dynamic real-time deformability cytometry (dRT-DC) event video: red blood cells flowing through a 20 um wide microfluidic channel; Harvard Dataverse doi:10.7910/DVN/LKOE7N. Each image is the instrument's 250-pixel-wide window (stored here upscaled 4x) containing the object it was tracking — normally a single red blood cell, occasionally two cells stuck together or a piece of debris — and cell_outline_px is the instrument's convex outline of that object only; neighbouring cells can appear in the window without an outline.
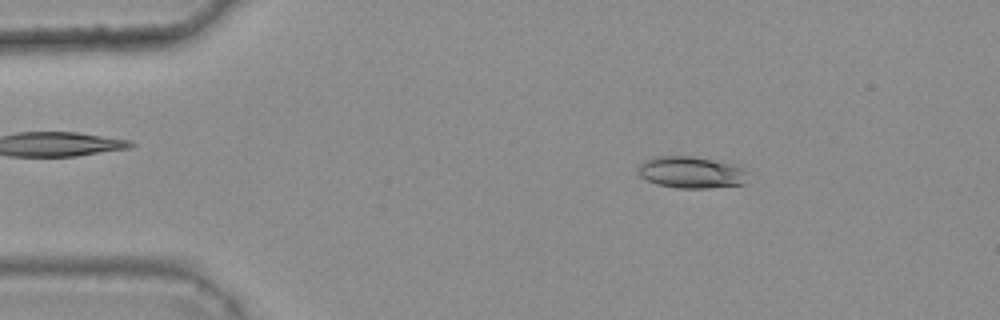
{"species": "common noctule bat (a hibernating species)", "species_latin": "Nyctalus noctula", "temperature_condition": "warm", "stored_images_in_passage": 47, "camera_frame_rate_fps": 3000, "um_per_image_px": 0.085, "animal": {"sex": "female", "body_mass_g": 25.1}, "frame": {"image": 1, "passage_image": 8, "time_ms": 2.333, "image_size_px": [1000, 320], "cell_outline_px": [[744, 184], [708, 188], [676, 188], [656, 184], [640, 176], [636, 172], [636, 168], [644, 160], [652, 156], [692, 156], [744, 164]], "centroid_in_image_um": [58.73, 14.62], "position_along_channel_um": 26.3, "area_um2": 20.75}}
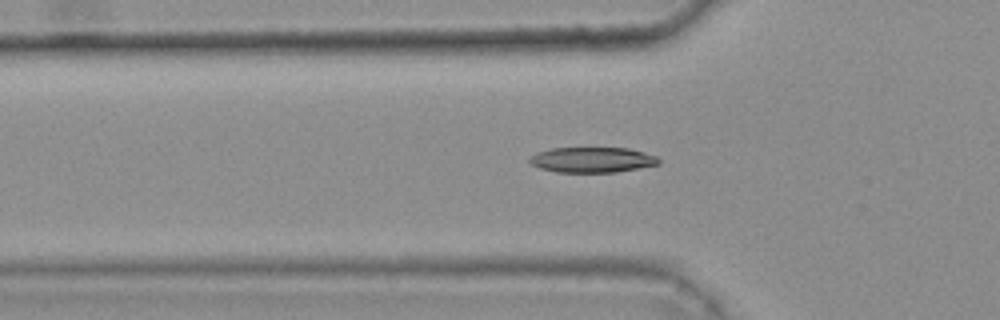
{"frame": {"image": 2, "passage_image": 17, "time_ms": 5.333, "image_size_px": [1000, 320], "cell_outline_px": [[660, 164], [616, 172], [556, 172], [540, 168], [532, 164], [528, 160], [536, 152], [552, 148], [628, 148], [644, 152], [656, 156], [660, 160]], "centroid_in_image_um": [50.35, 13.58], "position_along_channel_um": 75.5, "area_um2": 19.02}}
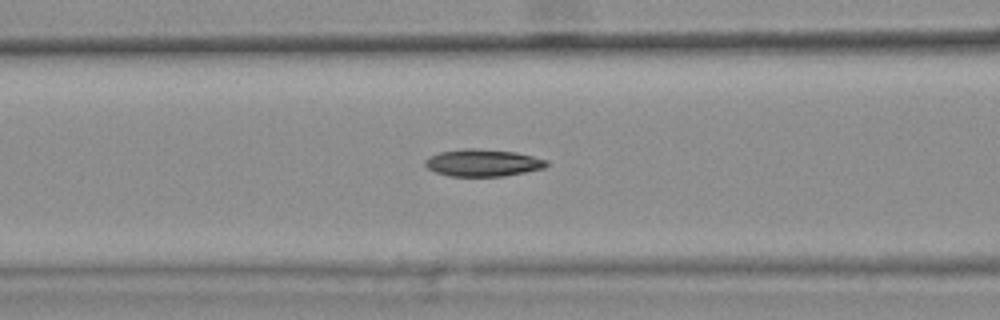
{"frame": {"image": 3, "passage_image": 21, "time_ms": 6.667, "image_size_px": [1000, 320], "cell_outline_px": [[548, 164], [544, 168], [504, 176], [448, 176], [436, 172], [428, 168], [424, 164], [424, 160], [440, 152], [464, 148], [476, 148], [516, 152], [548, 160]], "centroid_in_image_um": [41.04, 13.83], "position_along_channel_um": 125.6, "area_um2": 19.13}, "authors_computed_cell_mechanics": {"area_um2": 19.0162, "velocity_mm_per_s": 3.7121, "shape_relaxation_time_tau1_ms": null, "shape_relaxation_time_tau2_ms": 6.3996, "deformation_change_tau1": null, "deformation_change_tau2": 0.1405}}